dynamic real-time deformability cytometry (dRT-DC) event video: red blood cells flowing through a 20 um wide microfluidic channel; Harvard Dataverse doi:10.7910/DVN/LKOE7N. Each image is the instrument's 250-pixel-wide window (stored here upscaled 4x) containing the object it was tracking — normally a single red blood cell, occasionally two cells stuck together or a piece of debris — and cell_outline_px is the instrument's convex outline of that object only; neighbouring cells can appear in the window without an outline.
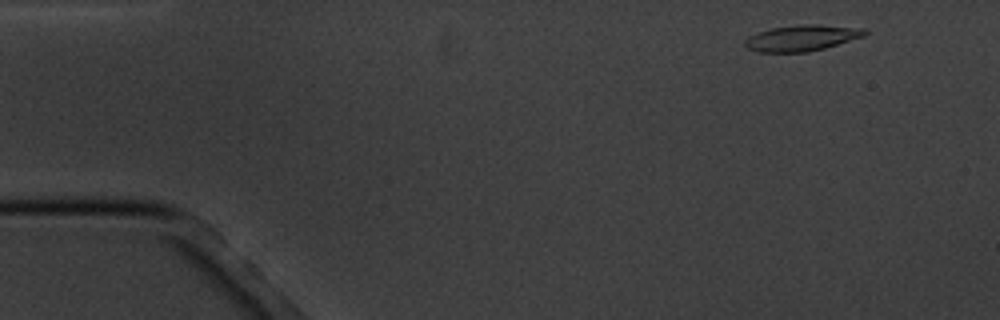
{"species": "common noctule bat (a hibernating species)", "species_latin": "Nyctalus noctula", "temperature_condition": "cold", "stored_images_in_passage": 4, "camera_frame_rate_fps": 3000, "um_per_image_px": 0.085, "animal": {"sex": "male", "body_mass_g": 20.1, "forearm_length_mm": 53.5}, "frame": {"image": 1, "passage_image": 1, "time_ms": 0.0, "image_size_px": [1000, 320], "cell_outline_px": [[868, 32], [864, 36], [824, 48], [808, 52], [756, 52], [744, 48], [744, 40], [748, 36], [772, 28], [800, 24], [816, 24], [864, 28]], "centroid_in_image_um": [68.12, 3.23], "position_along_channel_um": 16.9, "area_um2": 18.21}}
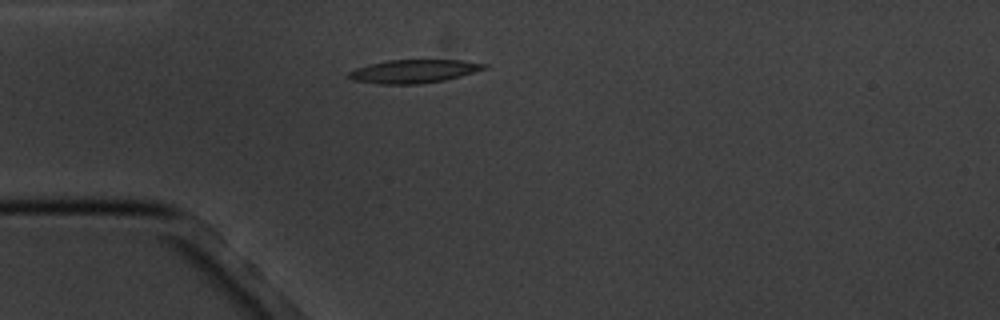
{"frame": {"image": 2, "passage_image": 4, "time_ms": 3.333, "image_size_px": [1000, 320], "cell_outline_px": [[488, 68], [460, 76], [444, 80], [420, 84], [376, 84], [352, 80], [344, 76], [348, 72], [356, 68], [388, 60], [460, 60], [488, 64]], "centroid_in_image_um": [35.14, 6.07], "position_along_channel_um": 49.9, "area_um2": 18.5}}